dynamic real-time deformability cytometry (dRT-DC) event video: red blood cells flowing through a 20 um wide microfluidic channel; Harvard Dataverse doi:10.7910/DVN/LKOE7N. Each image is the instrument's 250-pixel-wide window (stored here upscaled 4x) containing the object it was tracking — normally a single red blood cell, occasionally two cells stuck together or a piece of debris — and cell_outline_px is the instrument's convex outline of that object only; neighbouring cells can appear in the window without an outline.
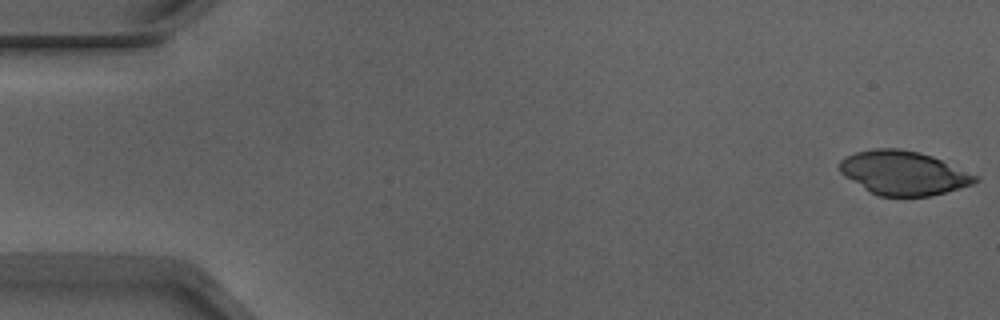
{"species": "Egyptian fruit bat (a non-hibernating species)", "species_latin": "Rousettus aegyptiacus", "temperature_condition": "warm", "stored_images_in_passage": 17, "camera_frame_rate_fps": 3000, "um_per_image_px": 0.085, "animal": {"sex": "male"}, "frame": {"image": 1, "passage_image": 1, "time_ms": 0.0, "image_size_px": [1000, 320], "cell_outline_px": [[980, 180], [972, 184], [932, 196], [880, 196], [864, 188], [844, 176], [840, 172], [840, 160], [844, 156], [856, 152], [876, 148], [900, 148], [920, 152], [932, 156], [976, 176]], "centroid_in_image_um": [76.76, 14.69], "position_along_channel_um": 8.2, "area_um2": 34.39}}